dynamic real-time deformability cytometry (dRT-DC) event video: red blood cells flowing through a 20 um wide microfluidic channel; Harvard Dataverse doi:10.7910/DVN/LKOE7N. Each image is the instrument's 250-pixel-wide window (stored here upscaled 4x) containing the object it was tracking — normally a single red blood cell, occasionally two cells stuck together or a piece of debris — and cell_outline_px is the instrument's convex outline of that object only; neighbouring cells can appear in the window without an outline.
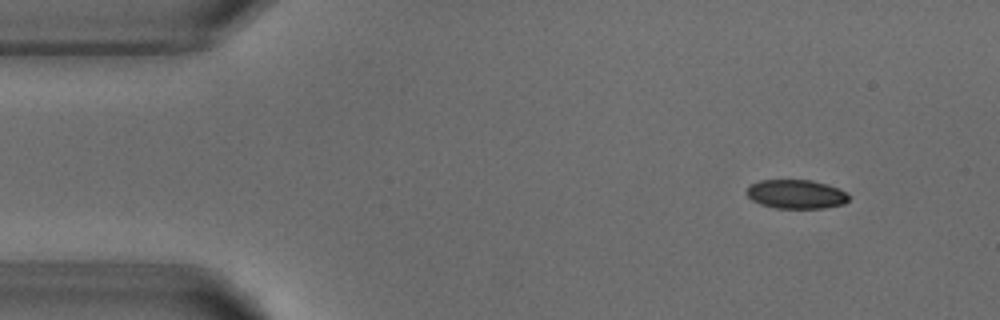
{"species": "common noctule bat (a hibernating species)", "species_latin": "Nyctalus noctula", "temperature_condition": "warm", "stored_images_in_passage": 5, "camera_frame_rate_fps": 3000, "um_per_image_px": 0.085, "animal": {"sex": "male", "body_mass_g": 18.8}, "frame": {"image": 1, "passage_image": 1, "time_ms": 0.0, "image_size_px": [1000, 320], "cell_outline_px": [[848, 200], [844, 204], [824, 208], [776, 208], [760, 204], [752, 200], [744, 192], [752, 184], [760, 180], [812, 180], [828, 184], [844, 192], [848, 196]], "centroid_in_image_um": [67.64, 16.5], "position_along_channel_um": 17.4, "area_um2": 17.17}}
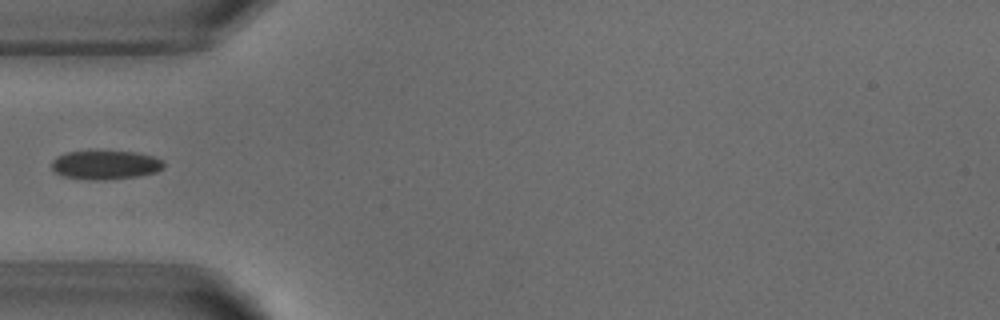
{"frame": {"image": 2, "passage_image": 4, "time_ms": 3.667, "image_size_px": [1000, 320], "cell_outline_px": [[164, 168], [156, 172], [140, 176], [104, 180], [92, 180], [64, 176], [56, 172], [52, 168], [52, 160], [56, 156], [64, 152], [92, 148], [136, 152], [152, 156], [164, 160]], "centroid_in_image_um": [8.95, 13.96], "position_along_channel_um": 76.1, "area_um2": 19.83}}